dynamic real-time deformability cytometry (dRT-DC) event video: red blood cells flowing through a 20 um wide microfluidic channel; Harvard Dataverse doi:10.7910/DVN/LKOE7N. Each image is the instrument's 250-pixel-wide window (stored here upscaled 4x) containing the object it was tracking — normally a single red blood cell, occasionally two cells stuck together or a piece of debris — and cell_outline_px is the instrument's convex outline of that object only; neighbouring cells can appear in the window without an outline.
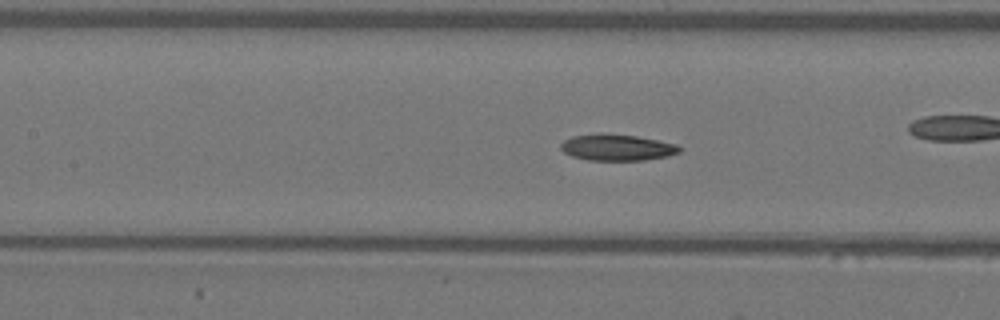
{"species": "Egyptian fruit bat (a non-hibernating species)", "species_latin": "Rousettus aegyptiacus", "temperature_condition": "warm", "stored_images_in_passage": 53, "camera_frame_rate_fps": 3000, "um_per_image_px": 0.085, "animal": {"sex": "female"}, "frame": {"image": 1, "passage_image": 23, "time_ms": 7.333, "image_size_px": [1000, 320], "cell_outline_px": [[684, 148], [680, 152], [668, 156], [644, 160], [588, 160], [572, 156], [564, 152], [560, 148], [560, 144], [564, 140], [572, 136], [600, 132], [636, 136], [676, 144]], "centroid_in_image_um": [52.44, 12.52], "position_along_channel_um": 155.0, "area_um2": 18.38}, "authors_computed_cell_mechanics": {"area_um2": 18.207, "velocity_mm_per_s": 3.824, "shape_relaxation_time_tau1_ms": 10.6423, "shape_relaxation_time_tau2_ms": 5.0026, "deformation_change_tau1": 0.2256, "deformation_change_tau2": 0.1054}}